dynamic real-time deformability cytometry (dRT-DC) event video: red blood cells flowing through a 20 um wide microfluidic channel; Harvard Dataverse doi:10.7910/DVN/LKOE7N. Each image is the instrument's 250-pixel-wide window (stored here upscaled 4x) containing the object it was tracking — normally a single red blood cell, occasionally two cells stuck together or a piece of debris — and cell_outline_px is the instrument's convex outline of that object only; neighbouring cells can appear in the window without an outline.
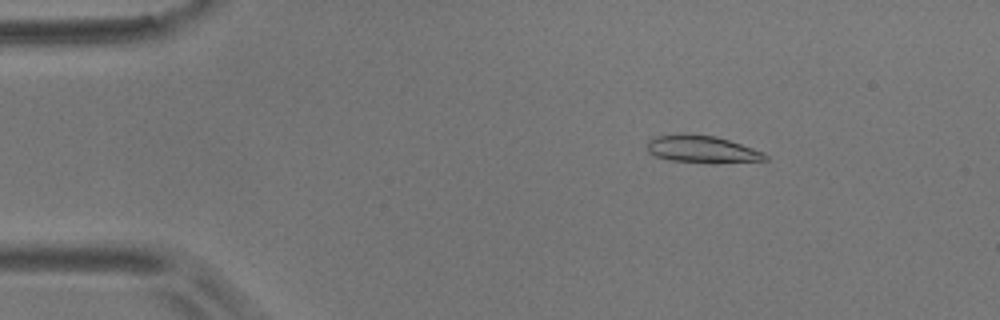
{"species": "common noctule bat (a hibernating species)", "species_latin": "Nyctalus noctula", "temperature_condition": "room temperature", "stored_images_in_passage": 6, "camera_frame_rate_fps": 3000, "um_per_image_px": 0.085, "animal": {"sex": "male", "body_mass_g": 17.9}, "frame": {"image": 1, "passage_image": 3, "time_ms": 2.333, "image_size_px": [1000, 320], "cell_outline_px": [[768, 160], [672, 160], [656, 156], [648, 152], [648, 140], [656, 136], [716, 136], [764, 152], [768, 156]], "centroid_in_image_um": [59.65, 12.66], "position_along_channel_um": 25.3, "area_um2": 16.82}}